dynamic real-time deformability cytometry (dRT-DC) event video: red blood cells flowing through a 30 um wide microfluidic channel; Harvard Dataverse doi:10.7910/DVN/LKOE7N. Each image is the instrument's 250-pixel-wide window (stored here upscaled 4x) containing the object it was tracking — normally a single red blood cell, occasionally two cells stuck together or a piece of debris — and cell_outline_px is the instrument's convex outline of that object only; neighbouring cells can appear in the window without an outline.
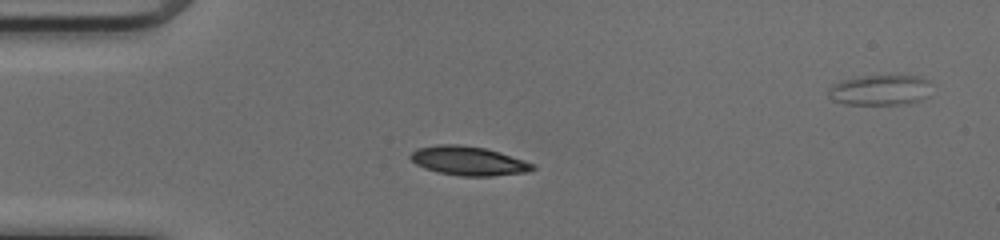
{"species": "common noctule bat (a hibernating species)", "species_latin": "Nyctalus noctula", "temperature_condition": "cold", "stored_images_in_passage": 39, "segment_of_instrument_passage": [1, 2], "camera_frame_rate_fps": 3000, "um_per_image_px": 0.085, "animal": {"sex": "female", "body_mass_g": 17.0, "forearm_length_mm": 48.0}, "frame": {"image": 1, "passage_image": 2, "time_ms": 0.333, "image_size_px": [1000, 240], "cell_outline_px": [[536, 168], [528, 172], [492, 176], [460, 176], [436, 172], [424, 168], [416, 164], [408, 156], [416, 148], [436, 144], [460, 144], [484, 148], [500, 152], [536, 164]], "centroid_in_image_um": [39.81, 13.67], "position_along_channel_um": 45.2, "area_um2": 20.92}}
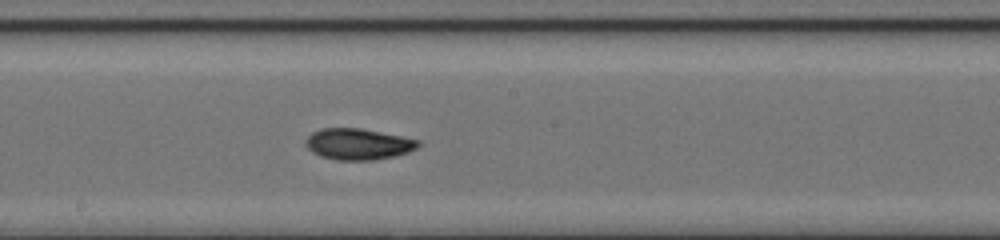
{"frame": {"image": 2, "passage_image": 16, "time_ms": 5.0, "image_size_px": [1000, 240], "cell_outline_px": [[420, 144], [416, 148], [408, 152], [392, 156], [372, 160], [336, 160], [320, 156], [312, 152], [304, 144], [304, 140], [312, 132], [320, 128], [360, 128], [420, 140]], "centroid_in_image_um": [30.39, 12.24], "position_along_channel_um": 217.8, "area_um2": 20.4}}
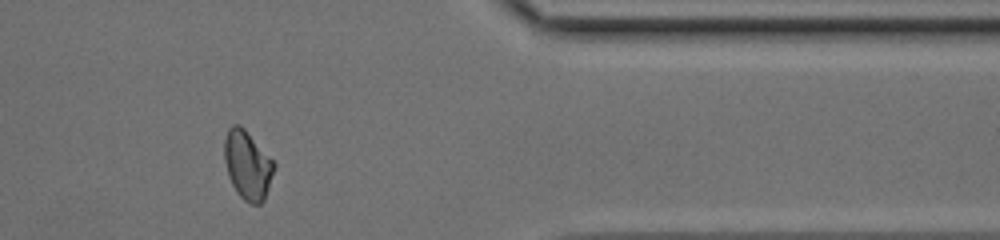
{"frame": {"image": 3, "passage_image": 30, "time_ms": 9.667, "image_size_px": [1000, 240], "cell_outline_px": [[276, 164], [264, 200], [260, 204], [248, 204], [236, 192], [228, 176], [224, 160], [224, 140], [228, 128], [232, 124], [240, 124], [244, 128]], "centroid_in_image_um": [21.02, 14.03], "position_along_channel_um": 390.4, "area_um2": 19.88}}